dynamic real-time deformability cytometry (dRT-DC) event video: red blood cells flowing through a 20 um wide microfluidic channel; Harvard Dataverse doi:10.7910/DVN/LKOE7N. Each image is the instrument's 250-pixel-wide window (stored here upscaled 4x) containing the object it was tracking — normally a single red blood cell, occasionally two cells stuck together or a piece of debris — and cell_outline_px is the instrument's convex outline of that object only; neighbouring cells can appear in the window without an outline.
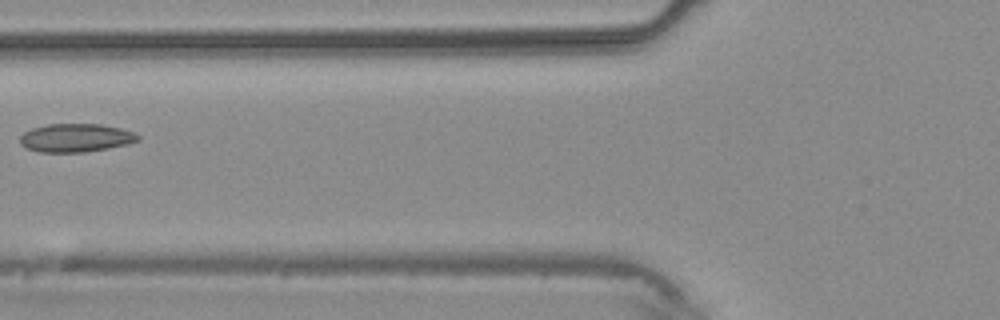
{"species": "common noctule bat (a hibernating species)", "species_latin": "Nyctalus noctula", "temperature_condition": "warm", "stored_images_in_passage": 3, "camera_frame_rate_fps": 3000, "um_per_image_px": 0.085, "animal": {"sex": "male", "body_mass_g": 20.4}, "frame": {"image": 1, "passage_image": 3, "time_ms": 2.333, "image_size_px": [1000, 320], "cell_outline_px": [[140, 140], [128, 144], [108, 148], [84, 152], [40, 152], [28, 148], [20, 144], [20, 136], [24, 132], [32, 128], [48, 124], [100, 124], [120, 128], [132, 132], [140, 136]], "centroid_in_image_um": [6.44, 11.71], "position_along_channel_um": 119.4, "area_um2": 19.42}}